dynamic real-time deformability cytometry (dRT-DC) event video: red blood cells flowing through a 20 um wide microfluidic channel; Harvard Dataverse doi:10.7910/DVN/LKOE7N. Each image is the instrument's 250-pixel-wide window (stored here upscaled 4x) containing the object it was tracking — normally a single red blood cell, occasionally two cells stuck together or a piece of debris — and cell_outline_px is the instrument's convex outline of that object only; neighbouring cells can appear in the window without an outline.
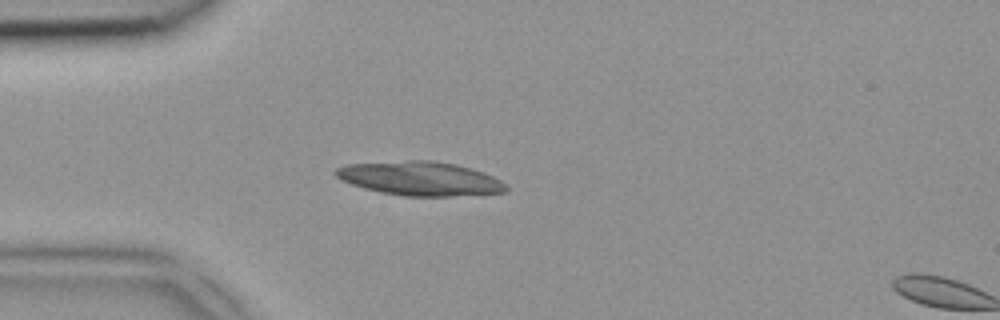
{"species": "common noctule bat (a hibernating species)", "species_latin": "Nyctalus noctula", "temperature_condition": "room temperature", "stored_images_in_passage": 4, "segment_of_instrument_passage": [1, 2], "camera_frame_rate_fps": 3000, "um_per_image_px": 0.085, "animal": {"sex": "female", "body_mass_g": 18.4}, "frame": {"image": 1, "passage_image": 3, "time_ms": 0.667, "image_size_px": [1000, 320], "cell_outline_px": [[508, 192], [452, 196], [404, 196], [380, 192], [364, 188], [340, 180], [332, 172], [336, 168], [344, 164], [408, 160], [432, 160], [456, 164], [484, 172], [500, 180], [508, 188]], "centroid_in_image_um": [35.67, 15.17], "position_along_channel_um": 49.3, "area_um2": 33.93}}